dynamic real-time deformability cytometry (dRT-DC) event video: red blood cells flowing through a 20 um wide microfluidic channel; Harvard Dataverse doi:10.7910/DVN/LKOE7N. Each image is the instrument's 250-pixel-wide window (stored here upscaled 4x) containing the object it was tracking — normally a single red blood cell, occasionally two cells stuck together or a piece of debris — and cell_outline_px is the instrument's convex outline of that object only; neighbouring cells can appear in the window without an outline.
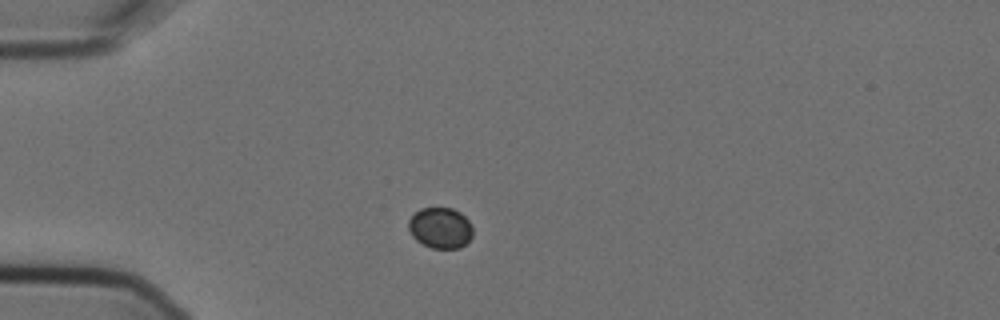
{"species": "Egyptian fruit bat (a non-hibernating species)", "species_latin": "Rousettus aegyptiacus", "temperature_condition": "cold", "stored_images_in_passage": 5, "camera_frame_rate_fps": 3000, "um_per_image_px": 0.085, "animal": {"sex": "female"}, "frame": {"image": 1, "passage_image": 3, "time_ms": 0.667, "image_size_px": [1000, 320], "cell_outline_px": [[472, 236], [460, 248], [432, 248], [416, 240], [412, 236], [408, 228], [408, 220], [420, 208], [452, 208], [460, 212], [472, 224]], "centroid_in_image_um": [37.43, 19.36], "position_along_channel_um": 47.6, "area_um2": 15.26}}
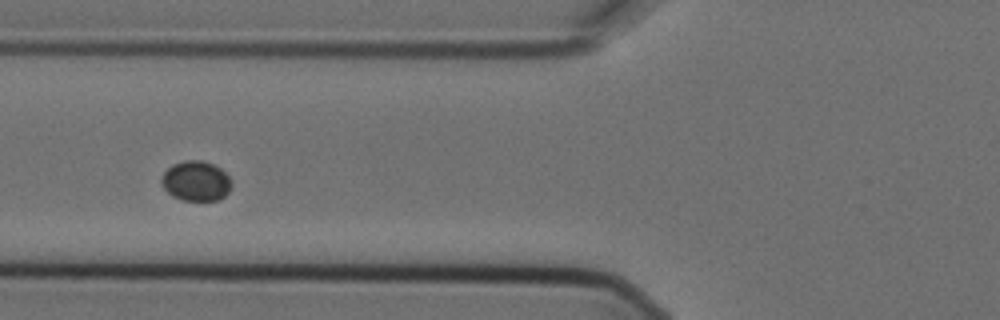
{"frame": {"image": 2, "passage_image": 5, "time_ms": 1.333, "image_size_px": [1000, 320], "cell_outline_px": [[232, 184], [228, 192], [224, 196], [216, 200], [184, 200], [172, 196], [160, 184], [160, 180], [164, 172], [172, 164], [184, 160], [200, 160], [212, 164], [220, 168], [232, 180]], "centroid_in_image_um": [16.64, 15.38], "position_along_channel_um": 109.2, "area_um2": 16.3}}